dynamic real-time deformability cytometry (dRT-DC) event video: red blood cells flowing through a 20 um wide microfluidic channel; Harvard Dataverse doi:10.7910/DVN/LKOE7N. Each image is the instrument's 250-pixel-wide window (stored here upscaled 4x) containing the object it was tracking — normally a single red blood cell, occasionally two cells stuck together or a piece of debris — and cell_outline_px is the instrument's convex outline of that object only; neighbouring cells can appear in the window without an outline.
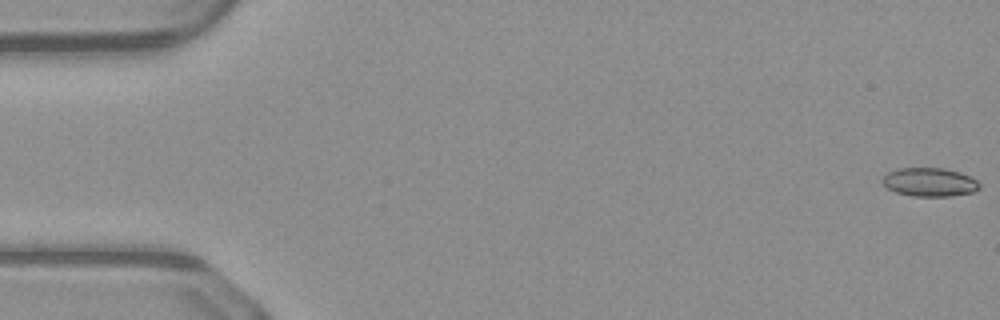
{"species": "common noctule bat (a hibernating species)", "species_latin": "Nyctalus noctula", "temperature_condition": "warm", "stored_images_in_passage": 51, "camera_frame_rate_fps": 3000, "um_per_image_px": 0.085, "animal": {"sex": "male", "body_mass_g": 23.1, "forearm_length_mm": 52.7}, "frame": {"image": 1, "passage_image": 1, "time_ms": 0.0, "image_size_px": [1000, 320], "cell_outline_px": [[980, 188], [972, 192], [952, 196], [912, 196], [896, 192], [888, 188], [880, 180], [888, 172], [900, 168], [944, 168], [960, 172], [972, 176], [980, 184]], "centroid_in_image_um": [79.03, 15.48], "position_along_channel_um": 6.0, "area_um2": 16.24}}
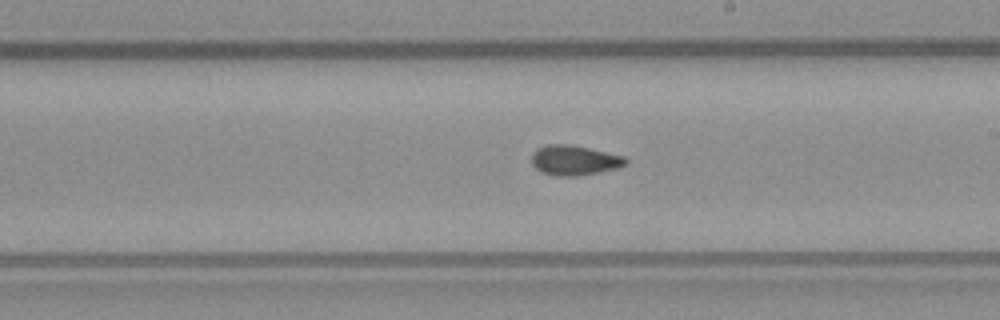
{"frame": {"image": 2, "passage_image": 29, "time_ms": 9.333, "image_size_px": [1000, 320], "cell_outline_px": [[628, 164], [620, 168], [600, 172], [576, 176], [556, 176], [540, 172], [532, 164], [532, 152], [536, 148], [548, 144], [568, 144], [588, 148], [624, 156], [628, 160]], "centroid_in_image_um": [48.83, 13.63], "position_along_channel_um": 240.2, "area_um2": 16.59}}
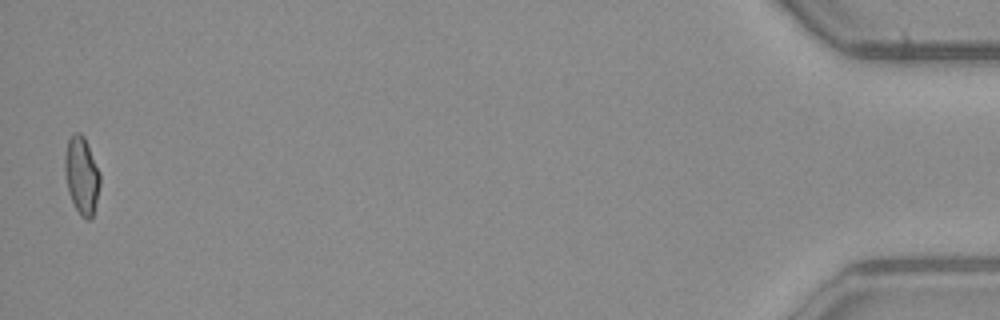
{"frame": {"image": 3, "passage_image": 50, "time_ms": 16.333, "image_size_px": [1000, 320], "cell_outline_px": [[100, 184], [92, 216], [88, 220], [84, 220], [80, 216], [68, 192], [64, 172], [64, 156], [68, 140], [72, 132], [80, 132], [84, 136], [100, 172]], "centroid_in_image_um": [6.92, 14.88], "position_along_channel_um": 428.3, "area_um2": 15.95}, "authors_computed_cell_mechanics": {"area_um2": 16.0106, "velocity_mm_per_s": 4.1359, "shape_relaxation_time_tau1_ms": 5.6935, "shape_relaxation_time_tau2_ms": 1.5301, "deformation_change_tau1": 0.1408, "deformation_change_tau2": 0.0697}}